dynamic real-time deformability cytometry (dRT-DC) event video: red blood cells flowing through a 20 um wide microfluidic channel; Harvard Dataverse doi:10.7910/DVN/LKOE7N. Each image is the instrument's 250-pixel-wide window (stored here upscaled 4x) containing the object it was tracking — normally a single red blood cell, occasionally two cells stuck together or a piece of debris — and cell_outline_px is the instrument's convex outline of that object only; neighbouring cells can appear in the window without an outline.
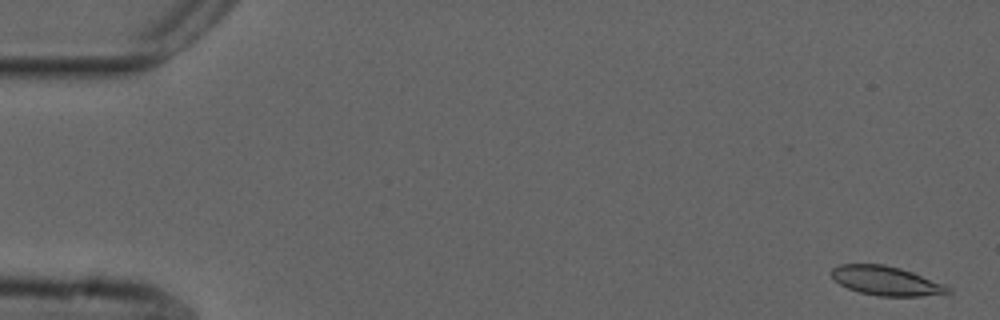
{"species": "common noctule bat (a hibernating species)", "species_latin": "Nyctalus noctula", "temperature_condition": "cold", "stored_images_in_passage": 55, "camera_frame_rate_fps": 3000, "um_per_image_px": 0.085, "animal": {"sex": "male", "forearm_length_mm": 52.5}, "frame": {"image": 1, "passage_image": 2, "time_ms": 0.333, "image_size_px": [1000, 320], "cell_outline_px": [[952, 292], [920, 296], [880, 296], [860, 292], [848, 288], [840, 284], [832, 276], [832, 268], [840, 264], [884, 264], [900, 268], [912, 272], [944, 284], [952, 288]], "centroid_in_image_um": [75.33, 23.86], "position_along_channel_um": 9.7, "area_um2": 19.59}}
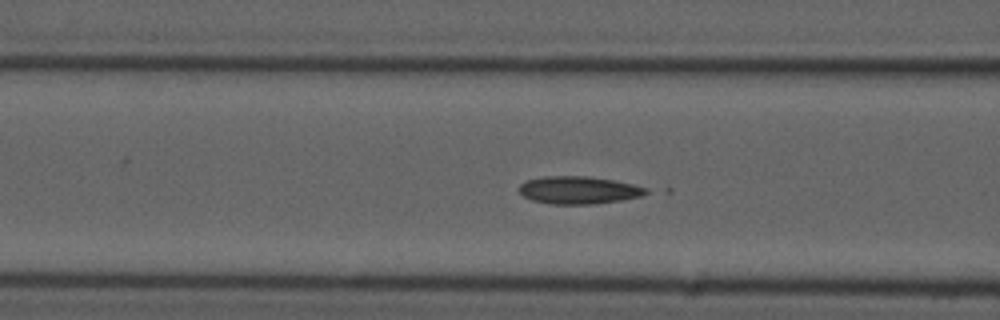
{"frame": {"image": 2, "passage_image": 22, "time_ms": 7.0, "image_size_px": [1000, 320], "cell_outline_px": [[648, 192], [640, 196], [620, 200], [592, 204], [552, 204], [532, 200], [524, 196], [520, 192], [520, 184], [528, 180], [544, 176], [588, 176], [612, 180], [632, 184], [648, 188]], "centroid_in_image_um": [49.18, 16.15], "position_along_channel_um": 117.4, "area_um2": 20.17}}
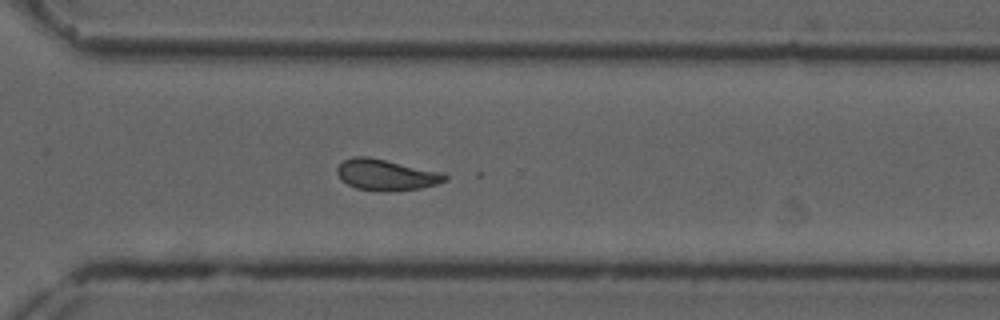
{"frame": {"image": 3, "passage_image": 40, "time_ms": 13.0, "image_size_px": [1000, 320], "cell_outline_px": [[448, 180], [436, 184], [420, 188], [388, 192], [384, 192], [356, 188], [340, 180], [336, 172], [336, 168], [344, 160], [356, 156], [364, 156], [384, 160], [440, 172], [448, 176]], "centroid_in_image_um": [32.79, 14.88], "position_along_channel_um": 337.8, "area_um2": 19.31}, "authors_computed_cell_mechanics": {"area_um2": 19.8254, "velocity_mm_per_s": 3.683, "shape_relaxation_time_tau1_ms": null, "shape_relaxation_time_tau2_ms": 4.3408, "deformation_change_tau1": null, "deformation_change_tau2": 0.0622}}